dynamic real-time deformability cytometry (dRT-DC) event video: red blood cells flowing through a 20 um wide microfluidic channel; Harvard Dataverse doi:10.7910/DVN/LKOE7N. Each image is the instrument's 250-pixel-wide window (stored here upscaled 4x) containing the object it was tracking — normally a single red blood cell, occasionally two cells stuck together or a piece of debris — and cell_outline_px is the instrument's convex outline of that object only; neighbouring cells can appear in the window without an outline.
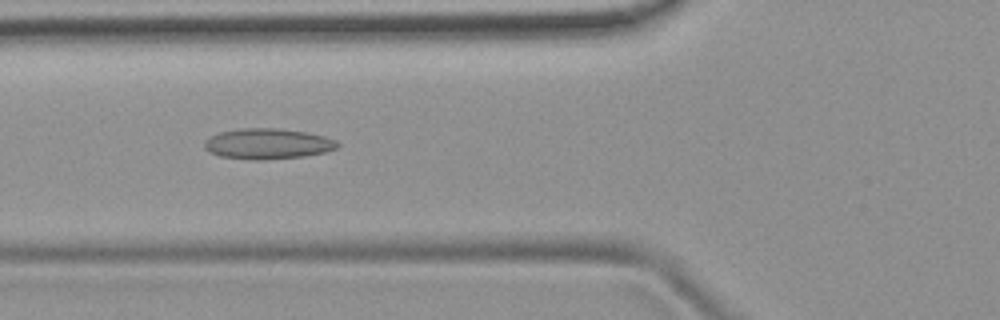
{"species": "common noctule bat (a hibernating species)", "species_latin": "Nyctalus noctula", "temperature_condition": "room temperature", "stored_images_in_passage": 35, "camera_frame_rate_fps": 3000, "um_per_image_px": 0.085, "animal": {"sex": "female", "body_mass_g": 19.9}, "frame": {"image": 1, "passage_image": 6, "time_ms": 1.667, "image_size_px": [1000, 320], "cell_outline_px": [[340, 144], [336, 148], [324, 152], [304, 156], [264, 160], [248, 160], [220, 156], [208, 152], [204, 148], [204, 140], [220, 132], [240, 128], [276, 128], [308, 132], [324, 136], [336, 140]], "centroid_in_image_um": [22.73, 12.22], "position_along_channel_um": 103.1, "area_um2": 23.87}}
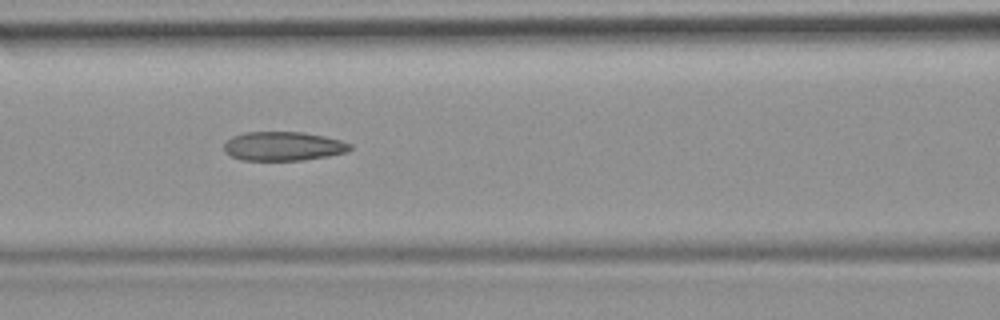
{"frame": {"image": 2, "passage_image": 9, "time_ms": 2.667, "image_size_px": [1000, 320], "cell_outline_px": [[352, 148], [348, 152], [328, 156], [304, 160], [240, 160], [232, 156], [224, 148], [224, 144], [232, 136], [244, 132], [304, 132], [324, 136], [340, 140], [352, 144]], "centroid_in_image_um": [24.11, 12.42], "position_along_channel_um": 142.5, "area_um2": 21.33}}
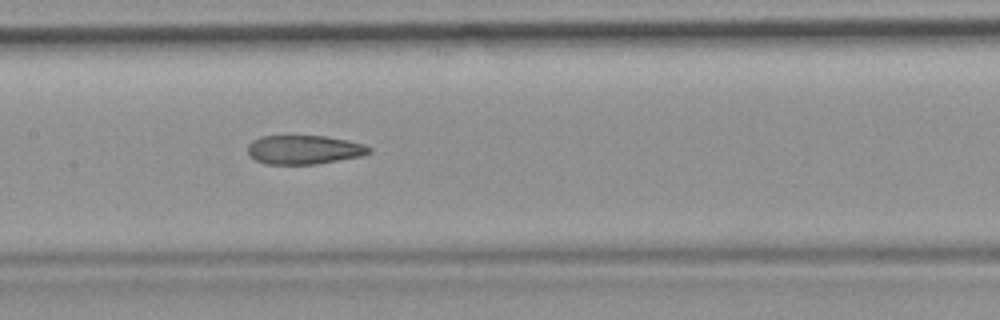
{"frame": {"image": 3, "passage_image": 12, "time_ms": 3.667, "image_size_px": [1000, 320], "cell_outline_px": [[372, 152], [360, 156], [316, 164], [264, 164], [256, 160], [248, 152], [248, 144], [252, 140], [260, 136], [324, 136], [348, 140], [364, 144], [372, 148]], "centroid_in_image_um": [25.85, 12.72], "position_along_channel_um": 181.6, "area_um2": 20.46}, "authors_computed_cell_mechanics": {"area_um2": 21.2126, "velocity_mm_per_s": 3.9244, "shape_relaxation_time_tau1_ms": null, "shape_relaxation_time_tau2_ms": 3.1313, "deformation_change_tau1": null, "deformation_change_tau2": 0.123}}